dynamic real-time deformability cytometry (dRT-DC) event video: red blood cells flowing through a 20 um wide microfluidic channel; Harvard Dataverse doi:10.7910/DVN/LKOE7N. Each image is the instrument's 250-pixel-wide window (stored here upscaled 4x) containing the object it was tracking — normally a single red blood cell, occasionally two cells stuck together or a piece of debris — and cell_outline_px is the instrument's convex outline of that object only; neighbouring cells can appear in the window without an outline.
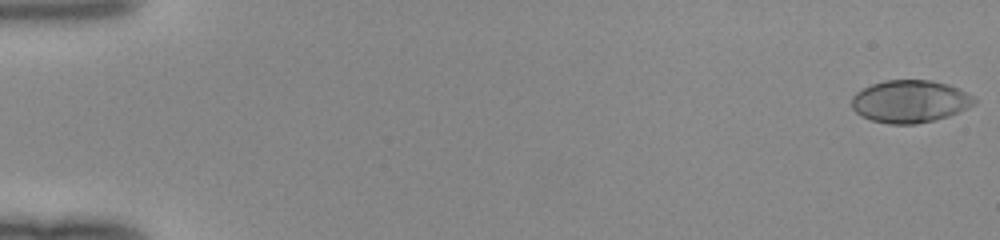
{"species": "human", "species_latin": "Homo sapiens", "temperature_condition": "room temperature", "stored_images_in_passage": 13, "camera_frame_rate_fps": 3000, "um_per_image_px": 0.085, "donor": {"sex": "female"}, "frame": {"image": 1, "passage_image": 1, "time_ms": 0.0, "image_size_px": [1000, 240], "cell_outline_px": [[976, 104], [968, 108], [948, 116], [916, 124], [888, 124], [872, 120], [860, 116], [852, 108], [852, 96], [856, 92], [872, 84], [884, 80], [932, 80], [948, 84], [972, 96], [976, 100]], "centroid_in_image_um": [77.33, 8.62], "position_along_channel_um": 7.7, "area_um2": 30.29}}